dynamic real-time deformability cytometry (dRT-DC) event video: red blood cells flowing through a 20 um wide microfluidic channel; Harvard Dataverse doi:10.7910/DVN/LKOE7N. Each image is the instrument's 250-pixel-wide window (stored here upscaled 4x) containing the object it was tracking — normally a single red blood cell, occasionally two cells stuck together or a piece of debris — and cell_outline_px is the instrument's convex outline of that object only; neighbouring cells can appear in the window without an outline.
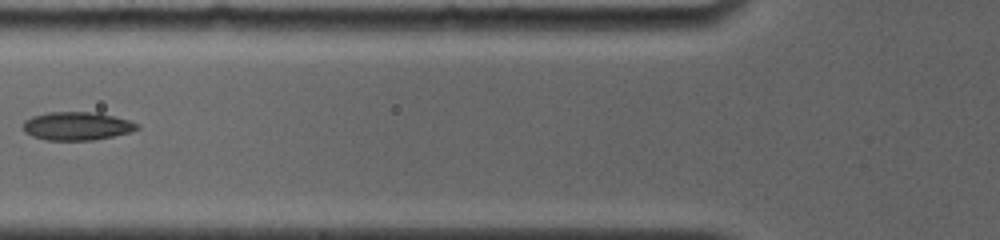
{"species": "common noctule bat (a hibernating species)", "species_latin": "Nyctalus noctula", "temperature_condition": "room temperature", "stored_images_in_passage": 5, "camera_frame_rate_fps": 4000, "um_per_image_px": 0.085, "animal": {"sex": "female", "body_mass_g": 19.0, "forearm_length_mm": 56.7}, "frame": {"image": 1, "passage_image": 5, "time_ms": 4.75, "image_size_px": [1000, 240], "cell_outline_px": [[140, 128], [128, 132], [112, 136], [92, 140], [48, 140], [32, 136], [24, 132], [20, 128], [24, 120], [32, 116], [48, 112], [96, 112], [128, 120], [140, 124]], "centroid_in_image_um": [6.48, 10.71], "position_along_channel_um": 119.3, "area_um2": 18.84}}